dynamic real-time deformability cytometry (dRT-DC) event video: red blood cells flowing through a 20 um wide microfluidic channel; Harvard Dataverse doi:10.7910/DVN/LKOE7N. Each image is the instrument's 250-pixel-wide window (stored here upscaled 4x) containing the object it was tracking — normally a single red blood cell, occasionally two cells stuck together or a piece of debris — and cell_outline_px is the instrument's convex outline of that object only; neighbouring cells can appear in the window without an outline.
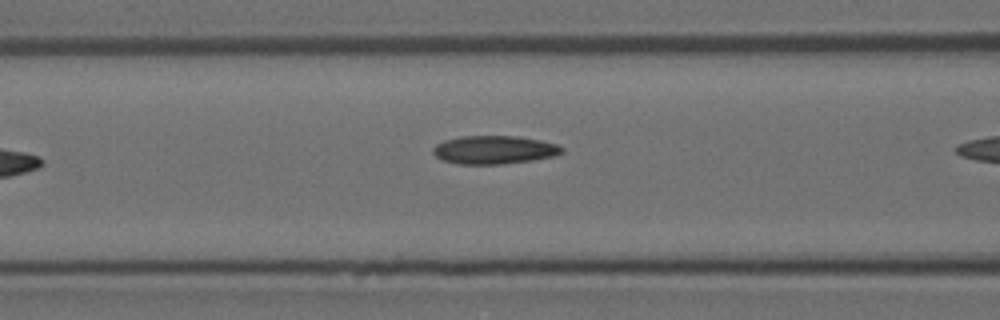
{"species": "Egyptian fruit bat (a non-hibernating species)", "species_latin": "Rousettus aegyptiacus", "temperature_condition": "room temperature", "stored_images_in_passage": 5, "camera_frame_rate_fps": 3000, "um_per_image_px": 0.085, "animal": {"sex": "female"}, "frame": {"image": 1, "passage_image": 4, "time_ms": 1.0, "image_size_px": [1000, 320], "cell_outline_px": [[564, 152], [556, 156], [532, 160], [500, 164], [460, 164], [440, 160], [432, 152], [432, 148], [436, 144], [444, 140], [460, 136], [516, 136], [540, 140], [556, 144], [564, 148]], "centroid_in_image_um": [41.99, 12.73], "position_along_channel_um": 124.6, "area_um2": 21.39}}